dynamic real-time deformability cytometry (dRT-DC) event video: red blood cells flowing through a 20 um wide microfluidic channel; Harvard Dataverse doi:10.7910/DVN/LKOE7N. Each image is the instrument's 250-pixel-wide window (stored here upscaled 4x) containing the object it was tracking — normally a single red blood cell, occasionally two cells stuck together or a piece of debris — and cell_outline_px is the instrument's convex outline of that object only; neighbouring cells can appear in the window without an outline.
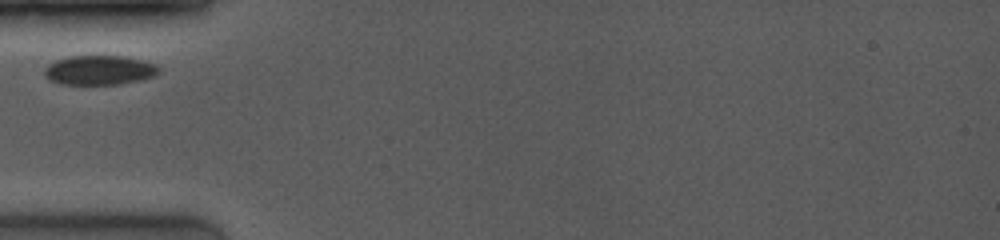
{"species": "common noctule bat (a hibernating species)", "species_latin": "Nyctalus noctula", "temperature_condition": "room temperature", "stored_images_in_passage": 17, "camera_frame_rate_fps": 4000, "um_per_image_px": 0.085, "animal": {"sex": "female", "body_mass_g": 19.0, "forearm_length_mm": 53.3}, "frame": {"image": 1, "passage_image": 1, "time_ms": 0.0, "image_size_px": [1000, 240], "cell_outline_px": [[160, 72], [152, 76], [140, 80], [120, 84], [60, 84], [48, 80], [44, 76], [44, 68], [48, 64], [56, 60], [68, 56], [124, 56], [156, 64], [160, 68]], "centroid_in_image_um": [8.41, 5.96], "position_along_channel_um": 76.6, "area_um2": 19.71}}
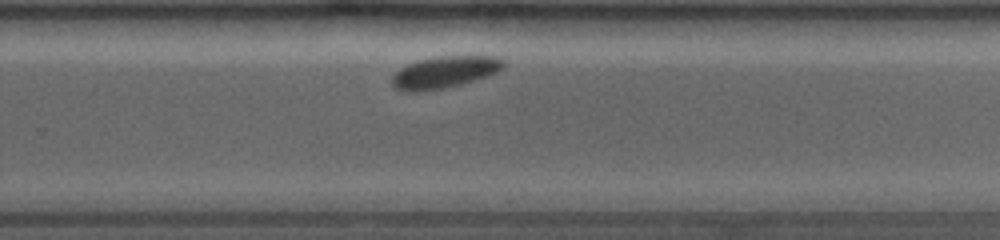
{"frame": {"image": 2, "passage_image": 11, "time_ms": 5.75, "image_size_px": [1000, 240], "cell_outline_px": [[504, 64], [496, 72], [460, 84], [444, 88], [424, 92], [400, 92], [392, 88], [392, 76], [400, 68], [408, 64], [420, 60], [436, 56], [496, 56], [504, 60]], "centroid_in_image_um": [37.69, 6.15], "position_along_channel_um": 292.1, "area_um2": 20.63}}
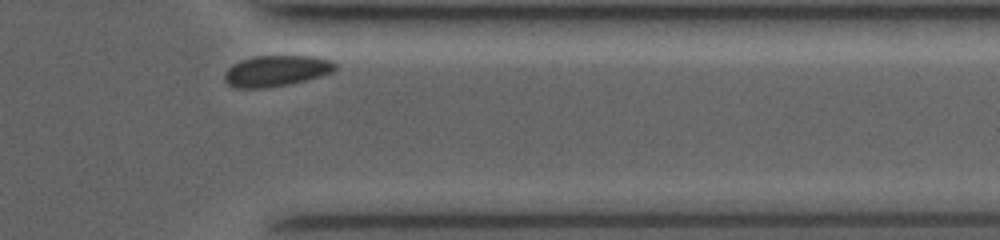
{"frame": {"image": 3, "passage_image": 16, "time_ms": 8.25, "image_size_px": [1000, 240], "cell_outline_px": [[336, 68], [332, 72], [320, 76], [288, 84], [264, 88], [236, 88], [228, 84], [224, 80], [224, 72], [232, 64], [240, 60], [256, 56], [316, 56], [332, 60], [336, 64]], "centroid_in_image_um": [23.46, 6.01], "position_along_channel_um": 387.9, "area_um2": 20.0}}